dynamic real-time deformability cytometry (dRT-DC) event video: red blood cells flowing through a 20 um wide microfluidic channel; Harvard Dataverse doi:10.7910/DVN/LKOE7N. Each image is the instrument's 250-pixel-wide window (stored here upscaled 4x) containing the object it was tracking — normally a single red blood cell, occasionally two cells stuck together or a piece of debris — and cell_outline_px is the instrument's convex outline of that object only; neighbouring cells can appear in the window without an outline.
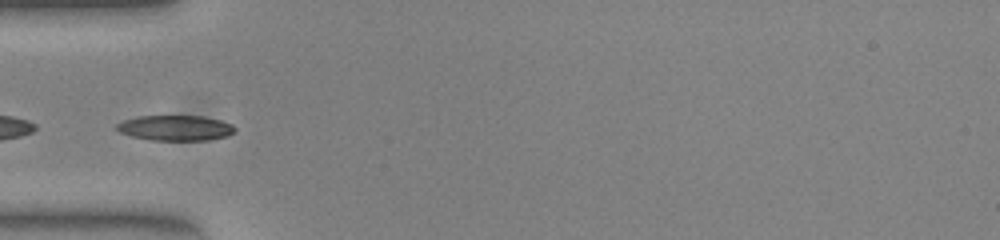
{"species": "common noctule bat (a hibernating species)", "species_latin": "Nyctalus noctula", "temperature_condition": "warm", "stored_images_in_passage": 37, "camera_frame_rate_fps": 3000, "um_per_image_px": 0.085, "animal": {"sex": "female", "body_mass_g": 23.0, "forearm_length_mm": 53.4}, "frame": {"image": 1, "passage_image": 1, "time_ms": 0.0, "image_size_px": [1000, 240], "cell_outline_px": [[236, 132], [228, 136], [208, 140], [152, 140], [132, 136], [120, 132], [116, 128], [116, 124], [124, 120], [136, 116], [204, 116], [220, 120], [232, 124], [236, 128]], "centroid_in_image_um": [14.95, 10.87], "position_along_channel_um": 70.1, "area_um2": 17.51}}
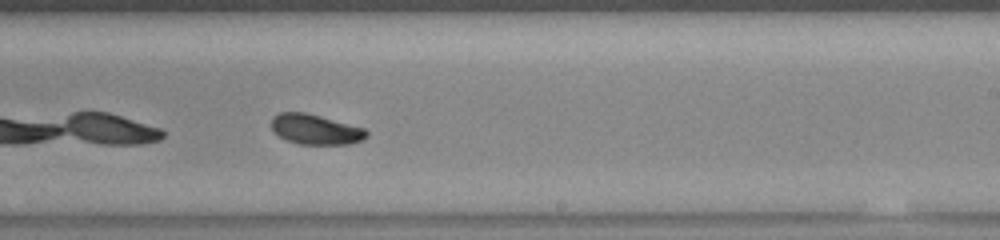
{"frame": {"image": 2, "passage_image": 16, "time_ms": 5.0, "image_size_px": [1000, 240], "cell_outline_px": [[368, 136], [364, 140], [348, 144], [300, 144], [288, 140], [280, 136], [272, 128], [272, 116], [280, 112], [304, 112], [320, 116], [364, 128], [368, 132]], "centroid_in_image_um": [26.84, 10.99], "position_along_channel_um": 262.2, "area_um2": 16.53}}
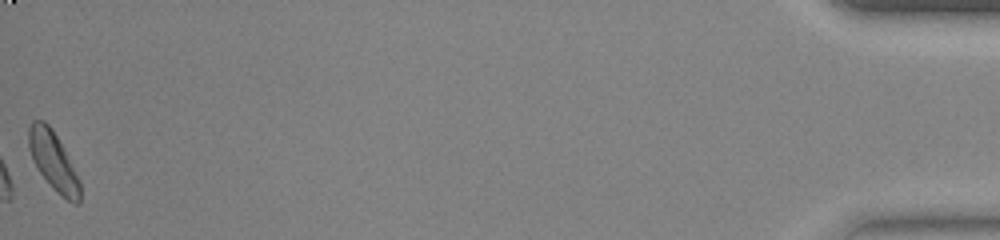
{"frame": {"image": 3, "passage_image": 37, "time_ms": 12.0, "image_size_px": [1000, 240], "cell_outline_px": [[80, 204], [72, 204], [56, 192], [52, 188], [40, 172], [32, 160], [28, 148], [28, 128], [32, 120], [44, 120], [52, 128], [64, 148], [80, 180]], "centroid_in_image_um": [4.53, 13.69], "position_along_channel_um": 430.7, "area_um2": 17.74}, "authors_computed_cell_mechanics": {"area_um2": 17.1088, "velocity_mm_per_s": 3.8455, "shape_relaxation_time_tau1_ms": 1.4448, "shape_relaxation_time_tau2_ms": 4.5981, "deformation_change_tau1": 0.0967, "deformation_change_tau2": 0.0728}}